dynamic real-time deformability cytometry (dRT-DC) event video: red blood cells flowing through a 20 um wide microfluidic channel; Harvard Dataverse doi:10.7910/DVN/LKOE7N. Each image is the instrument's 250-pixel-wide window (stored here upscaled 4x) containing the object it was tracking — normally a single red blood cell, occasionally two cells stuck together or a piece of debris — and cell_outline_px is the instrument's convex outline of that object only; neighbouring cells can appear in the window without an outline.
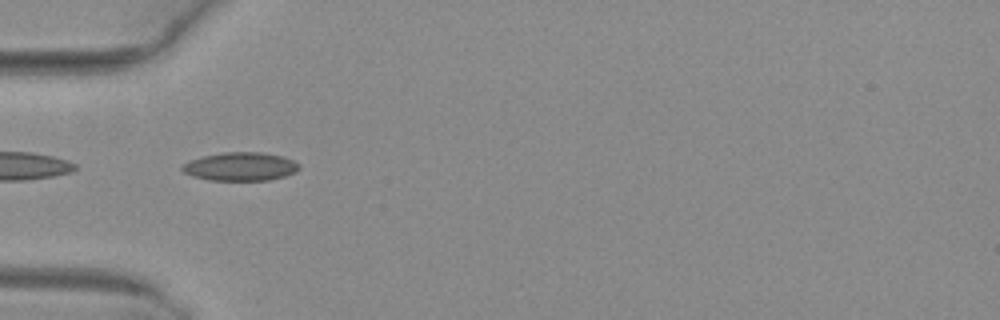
{"species": "common noctule bat (a hibernating species)", "species_latin": "Nyctalus noctula", "temperature_condition": "warm", "stored_images_in_passage": 3, "camera_frame_rate_fps": 3000, "um_per_image_px": 0.085, "animal": {"sex": "female", "body_mass_g": 29.2, "forearm_length_mm": 56.3}, "frame": {"image": 1, "passage_image": 1, "time_ms": 0.0, "image_size_px": [1000, 320], "cell_outline_px": [[300, 168], [296, 172], [284, 176], [268, 180], [208, 180], [192, 176], [184, 172], [180, 168], [180, 164], [188, 160], [204, 156], [224, 152], [260, 152], [284, 156], [300, 164]], "centroid_in_image_um": [20.41, 14.15], "position_along_channel_um": 64.6, "area_um2": 19.54}}
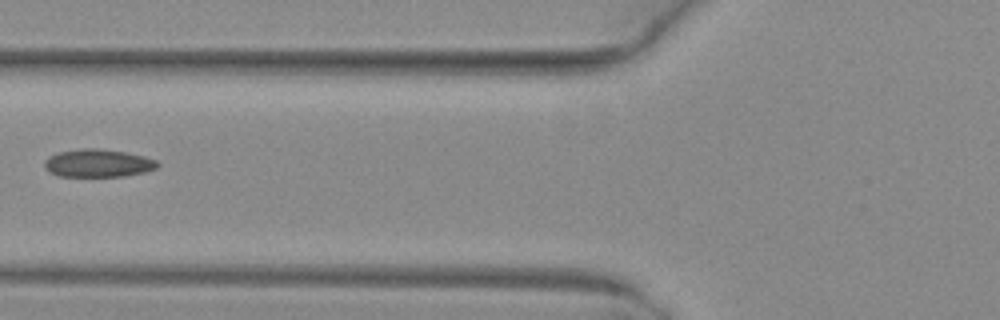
{"frame": {"image": 2, "passage_image": 2, "time_ms": 0.333, "image_size_px": [1000, 320], "cell_outline_px": [[160, 164], [156, 168], [144, 172], [124, 176], [60, 176], [48, 172], [44, 168], [44, 160], [48, 156], [60, 152], [80, 148], [96, 148], [124, 152], [144, 156], [156, 160]], "centroid_in_image_um": [8.3, 13.87], "position_along_channel_um": 117.5, "area_um2": 18.38}}
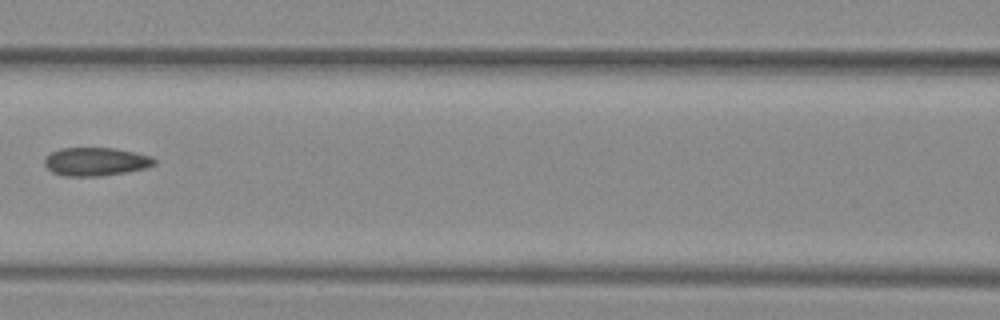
{"frame": {"image": 3, "passage_image": 3, "time_ms": 0.667, "image_size_px": [1000, 320], "cell_outline_px": [[156, 164], [148, 168], [100, 176], [64, 176], [52, 172], [44, 164], [44, 160], [52, 152], [60, 148], [112, 148], [152, 156], [156, 160]], "centroid_in_image_um": [8.15, 13.74], "position_along_channel_um": 158.4, "area_um2": 18.03}}